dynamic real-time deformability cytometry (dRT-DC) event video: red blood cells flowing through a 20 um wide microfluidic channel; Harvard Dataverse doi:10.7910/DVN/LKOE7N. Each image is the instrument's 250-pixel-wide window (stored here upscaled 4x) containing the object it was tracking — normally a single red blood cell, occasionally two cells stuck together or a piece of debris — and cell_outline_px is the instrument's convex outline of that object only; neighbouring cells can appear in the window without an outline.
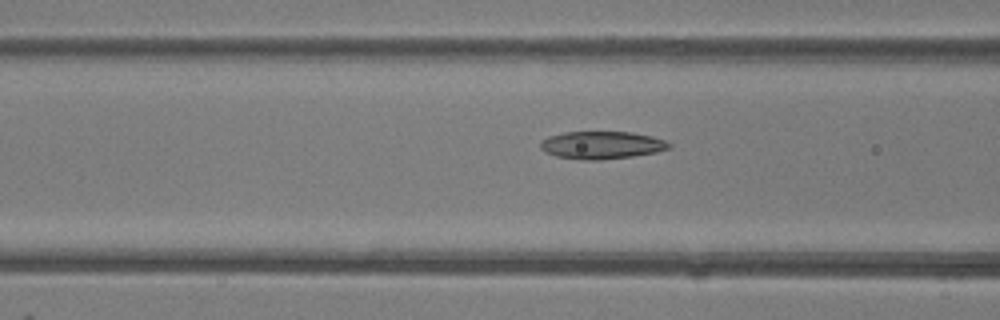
{"species": "common noctule bat (a hibernating species)", "species_latin": "Nyctalus noctula", "temperature_condition": "room temperature", "stored_images_in_passage": 43, "camera_frame_rate_fps": 3000, "um_per_image_px": 0.085, "animal": {"sex": "female"}, "frame": {"image": 1, "passage_image": 14, "time_ms": 4.333, "image_size_px": [1000, 320], "cell_outline_px": [[672, 148], [656, 152], [632, 156], [600, 160], [580, 160], [556, 156], [544, 152], [540, 148], [540, 140], [548, 136], [564, 132], [632, 132], [652, 136], [664, 140], [672, 144]], "centroid_in_image_um": [51.13, 12.33], "position_along_channel_um": 115.5, "area_um2": 20.92}}
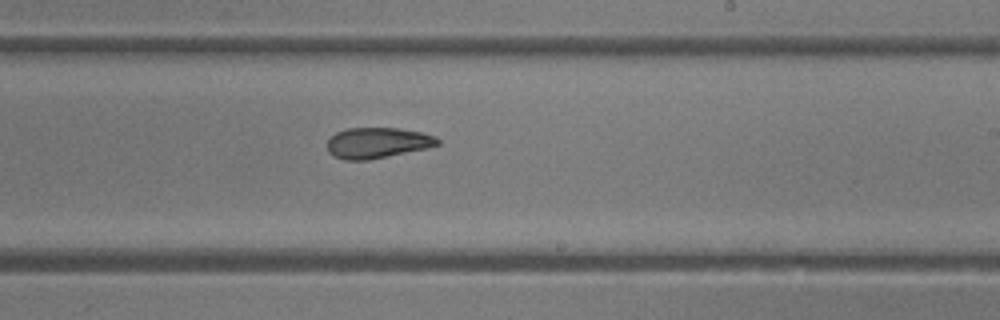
{"frame": {"image": 2, "passage_image": 24, "time_ms": 7.667, "image_size_px": [1000, 320], "cell_outline_px": [[440, 144], [428, 148], [368, 160], [344, 160], [332, 156], [328, 152], [328, 140], [336, 132], [348, 128], [400, 128], [420, 132], [436, 136], [440, 140]], "centroid_in_image_um": [32.09, 12.14], "position_along_channel_um": 256.9, "area_um2": 19.83}}
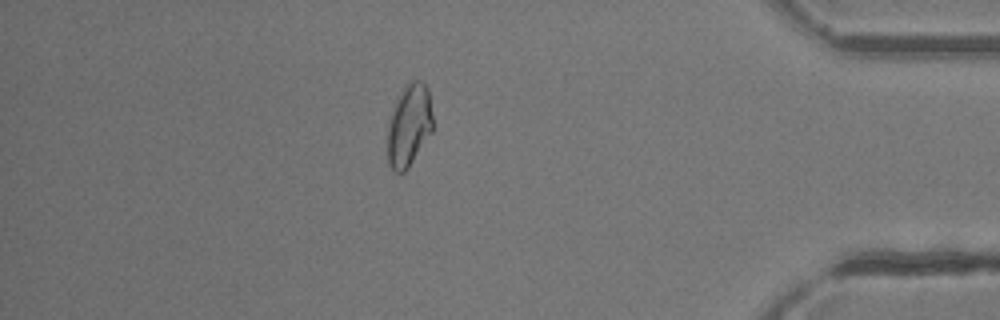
{"frame": {"image": 3, "passage_image": 37, "time_ms": 12.0, "image_size_px": [1000, 320], "cell_outline_px": [[432, 132], [408, 168], [404, 172], [396, 172], [388, 164], [388, 120], [396, 96], [412, 80], [420, 80], [428, 88], [432, 116]], "centroid_in_image_um": [34.75, 10.64], "position_along_channel_um": 400.4, "area_um2": 21.73}, "authors_computed_cell_mechanics": {"area_um2": 21.386, "velocity_mm_per_s": 4.248, "shape_relaxation_time_tau1_ms": 3.6393, "shape_relaxation_time_tau2_ms": 3.2311, "deformation_change_tau1": 0.106, "deformation_change_tau2": 0.0993}}